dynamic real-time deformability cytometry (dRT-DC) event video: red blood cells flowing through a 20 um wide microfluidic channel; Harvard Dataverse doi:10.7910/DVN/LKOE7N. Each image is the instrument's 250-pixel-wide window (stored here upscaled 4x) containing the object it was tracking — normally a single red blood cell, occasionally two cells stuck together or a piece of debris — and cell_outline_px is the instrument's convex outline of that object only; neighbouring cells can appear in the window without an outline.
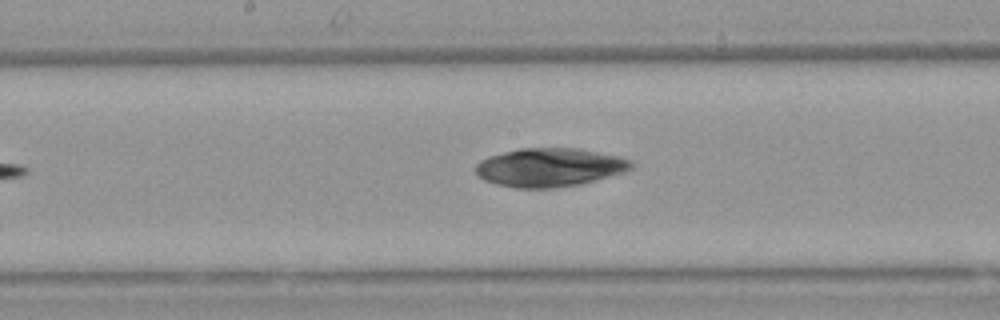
{"species": "Egyptian fruit bat (a non-hibernating species)", "species_latin": "Rousettus aegyptiacus", "temperature_condition": "warm", "stored_images_in_passage": 8, "camera_frame_rate_fps": 3000, "um_per_image_px": 0.085, "animal": {"sex": "female"}, "frame": {"image": 1, "passage_image": 7, "time_ms": 2.0, "image_size_px": [1000, 320], "cell_outline_px": [[636, 164], [628, 172], [580, 184], [552, 188], [516, 188], [496, 184], [484, 180], [476, 172], [476, 164], [480, 160], [488, 156], [520, 148], [576, 148], [620, 156], [632, 160]], "centroid_in_image_um": [46.77, 14.23], "position_along_channel_um": 201.4, "area_um2": 35.26}}
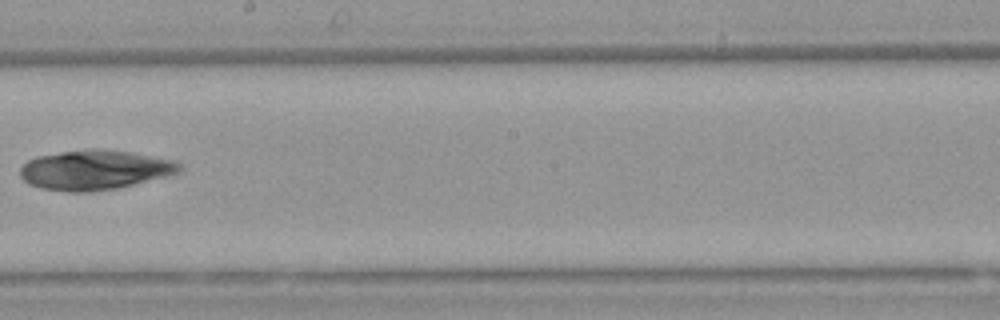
{"frame": {"image": 2, "passage_image": 8, "time_ms": 2.333, "image_size_px": [1000, 320], "cell_outline_px": [[184, 168], [180, 172], [116, 188], [88, 192], [68, 192], [40, 188], [28, 184], [20, 176], [20, 168], [28, 160], [36, 156], [60, 152], [92, 148], [132, 152], [176, 160]], "centroid_in_image_um": [8.04, 14.43], "position_along_channel_um": 240.2, "area_um2": 36.88}}